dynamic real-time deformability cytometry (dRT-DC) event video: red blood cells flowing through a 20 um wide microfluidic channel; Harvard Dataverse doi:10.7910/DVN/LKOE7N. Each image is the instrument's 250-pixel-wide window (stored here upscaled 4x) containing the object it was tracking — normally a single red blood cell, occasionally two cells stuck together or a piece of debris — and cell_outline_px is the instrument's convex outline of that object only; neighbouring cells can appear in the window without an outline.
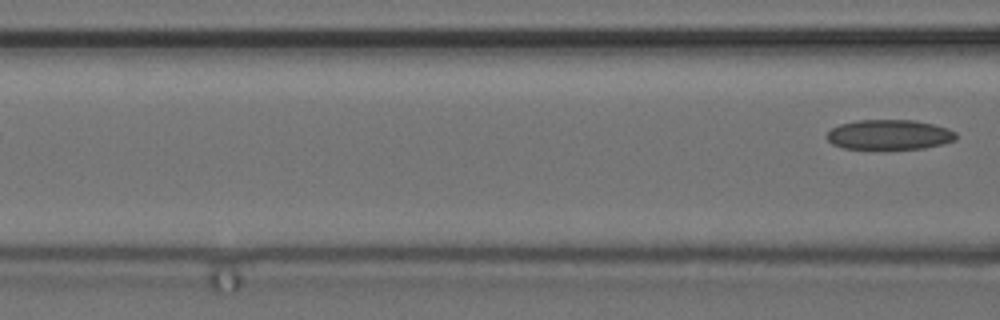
{"species": "common noctule bat (a hibernating species)", "species_latin": "Nyctalus noctula", "temperature_condition": "cold", "stored_images_in_passage": 3, "camera_frame_rate_fps": 3000, "um_per_image_px": 0.085, "animal": {"sex": "female", "body_mass_g": 24.6, "forearm_length_mm": 56.2}, "frame": {"image": 1, "passage_image": 3, "time_ms": 0.667, "image_size_px": [1000, 320], "cell_outline_px": [[956, 140], [944, 144], [924, 148], [844, 148], [832, 144], [824, 136], [832, 128], [840, 124], [856, 120], [912, 120], [932, 124], [948, 128], [956, 132]], "centroid_in_image_um": [75.59, 11.44], "position_along_channel_um": 91.0, "area_um2": 22.43}}